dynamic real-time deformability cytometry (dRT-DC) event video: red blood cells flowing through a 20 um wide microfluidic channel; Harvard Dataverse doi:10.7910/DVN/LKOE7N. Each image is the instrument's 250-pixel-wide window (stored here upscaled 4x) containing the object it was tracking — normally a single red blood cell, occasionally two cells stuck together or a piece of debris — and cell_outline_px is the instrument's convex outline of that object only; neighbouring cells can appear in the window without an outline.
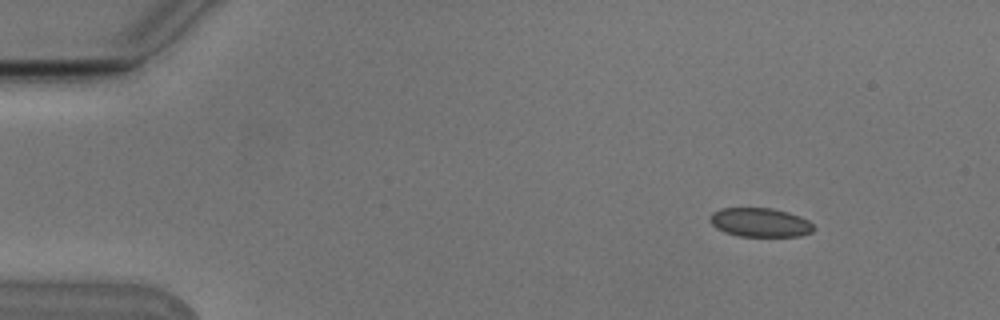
{"species": "Egyptian fruit bat (a non-hibernating species)", "species_latin": "Rousettus aegyptiacus", "temperature_condition": "cold", "stored_images_in_passage": 7, "camera_frame_rate_fps": 3000, "um_per_image_px": 0.085, "animal": {"sex": "male"}, "frame": {"image": 1, "passage_image": 2, "time_ms": 0.333, "image_size_px": [1000, 320], "cell_outline_px": [[816, 228], [812, 232], [800, 236], [740, 236], [724, 232], [716, 228], [708, 220], [708, 216], [712, 212], [720, 208], [772, 208], [788, 212], [800, 216], [808, 220]], "centroid_in_image_um": [64.59, 18.9], "position_along_channel_um": 20.4, "area_um2": 17.69}}
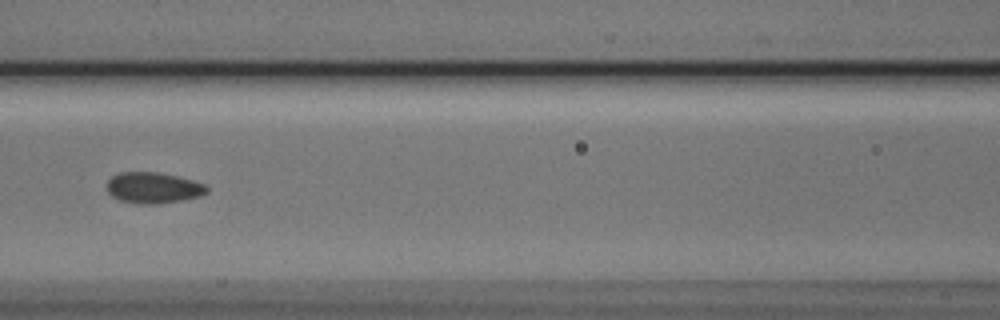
{"frame": {"image": 2, "passage_image": 7, "time_ms": 2.0, "image_size_px": [1000, 320], "cell_outline_px": [[208, 192], [200, 196], [184, 200], [156, 204], [136, 204], [120, 200], [112, 196], [104, 188], [108, 180], [112, 176], [120, 172], [156, 172], [176, 176], [192, 180], [204, 184], [208, 188]], "centroid_in_image_um": [12.99, 15.97], "position_along_channel_um": 153.6, "area_um2": 18.21}}